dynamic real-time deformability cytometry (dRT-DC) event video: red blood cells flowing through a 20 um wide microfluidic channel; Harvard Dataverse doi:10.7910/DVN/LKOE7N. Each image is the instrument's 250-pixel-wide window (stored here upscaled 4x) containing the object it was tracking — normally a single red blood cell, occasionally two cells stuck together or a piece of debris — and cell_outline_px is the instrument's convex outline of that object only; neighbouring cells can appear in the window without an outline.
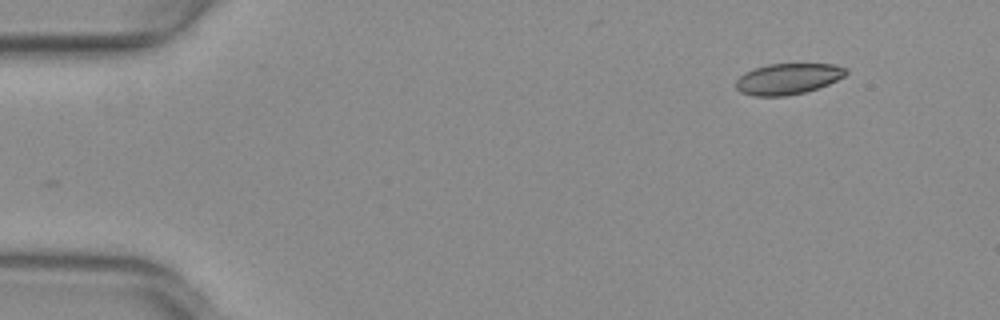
{"species": "common noctule bat (a hibernating species)", "species_latin": "Nyctalus noctula", "temperature_condition": "warm", "stored_images_in_passage": 48, "camera_frame_rate_fps": 3000, "um_per_image_px": 0.085, "animal": {"sex": "female", "body_mass_g": 29.2, "forearm_length_mm": 56.3}, "frame": {"image": 1, "passage_image": 1, "time_ms": 0.0, "image_size_px": [1000, 320], "cell_outline_px": [[848, 72], [844, 76], [828, 84], [804, 92], [784, 96], [752, 96], [740, 92], [736, 88], [736, 80], [744, 72], [768, 64], [836, 64], [848, 68]], "centroid_in_image_um": [66.97, 6.7], "position_along_channel_um": 18.0, "area_um2": 19.83}}
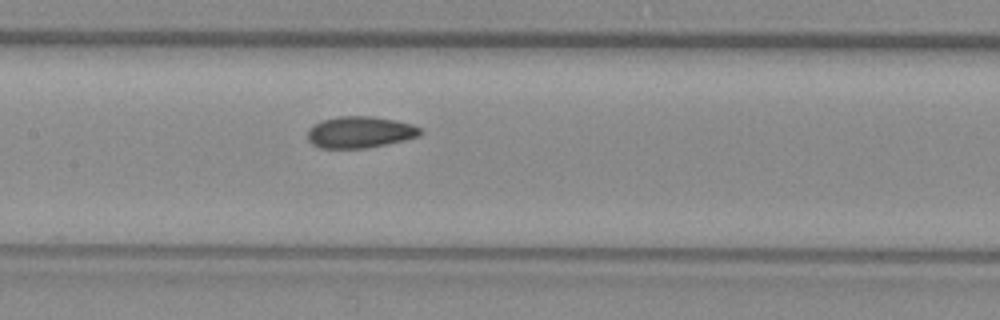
{"frame": {"image": 2, "passage_image": 21, "time_ms": 6.667, "image_size_px": [1000, 320], "cell_outline_px": [[424, 132], [420, 136], [388, 144], [368, 148], [320, 148], [312, 144], [308, 140], [308, 128], [320, 120], [340, 116], [372, 116], [412, 124], [420, 128]], "centroid_in_image_um": [30.59, 11.24], "position_along_channel_um": 176.8, "area_um2": 20.87}}
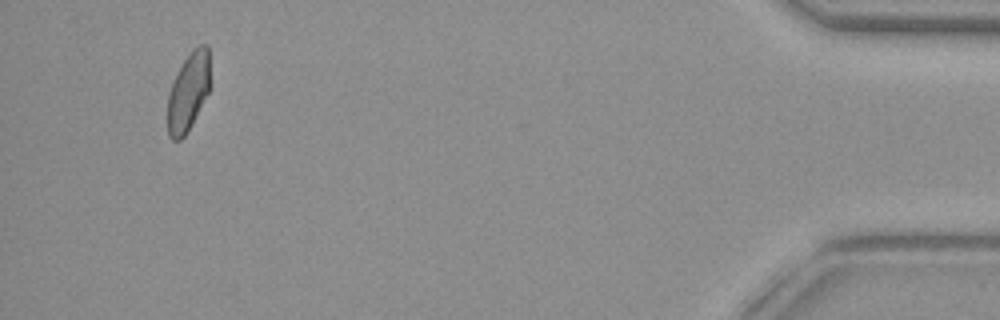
{"frame": {"image": 3, "passage_image": 45, "time_ms": 14.667, "image_size_px": [1000, 320], "cell_outline_px": [[208, 92], [184, 136], [180, 140], [172, 140], [168, 136], [168, 92], [184, 60], [192, 48], [200, 44], [208, 44]], "centroid_in_image_um": [15.98, 7.79], "position_along_channel_um": 419.2, "area_um2": 18.73}, "authors_computed_cell_mechanics": {"area_um2": 20.6924, "velocity_mm_per_s": 4.0018, "shape_relaxation_time_tau1_ms": 6.9944, "shape_relaxation_time_tau2_ms": 2.7994, "deformation_change_tau1": 0.1252, "deformation_change_tau2": 0.0688}}